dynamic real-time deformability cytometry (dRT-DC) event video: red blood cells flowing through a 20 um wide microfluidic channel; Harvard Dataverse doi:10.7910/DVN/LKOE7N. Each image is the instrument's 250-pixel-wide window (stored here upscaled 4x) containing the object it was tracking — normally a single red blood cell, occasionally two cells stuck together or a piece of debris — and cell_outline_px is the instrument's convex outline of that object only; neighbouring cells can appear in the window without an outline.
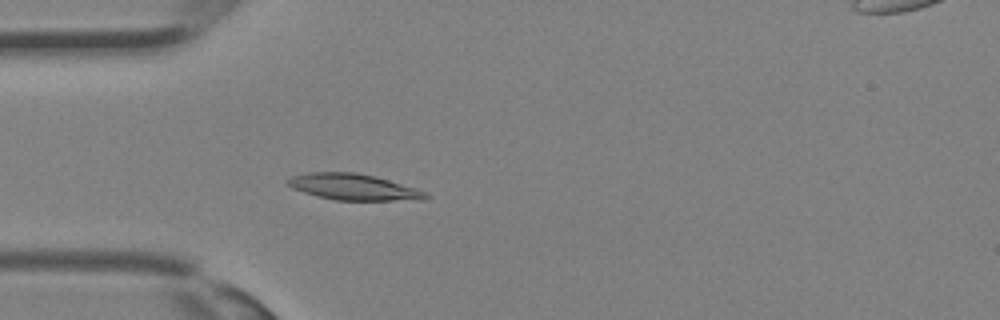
{"species": "Egyptian fruit bat (a non-hibernating species)", "species_latin": "Rousettus aegyptiacus", "temperature_condition": "room temperature", "stored_images_in_passage": 35, "camera_frame_rate_fps": 3000, "um_per_image_px": 0.085, "animal": {"sex": "female"}, "frame": {"image": 1, "passage_image": 10, "time_ms": 3.0, "image_size_px": [1000, 320], "cell_outline_px": [[432, 196], [424, 200], [336, 200], [316, 196], [292, 188], [284, 180], [292, 176], [308, 172], [356, 172], [376, 176], [416, 188]], "centroid_in_image_um": [30.05, 15.89], "position_along_channel_um": 55.0, "area_um2": 21.15}}
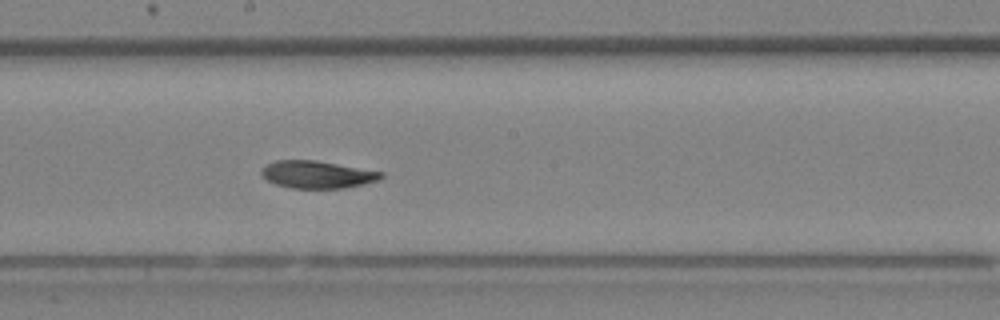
{"frame": {"image": 2, "passage_image": 19, "time_ms": 6.0, "image_size_px": [1000, 320], "cell_outline_px": [[384, 176], [376, 180], [360, 184], [340, 188], [292, 188], [276, 184], [268, 180], [260, 172], [268, 164], [276, 160], [316, 160], [384, 172]], "centroid_in_image_um": [26.96, 14.82], "position_along_channel_um": 221.2, "area_um2": 18.73}}
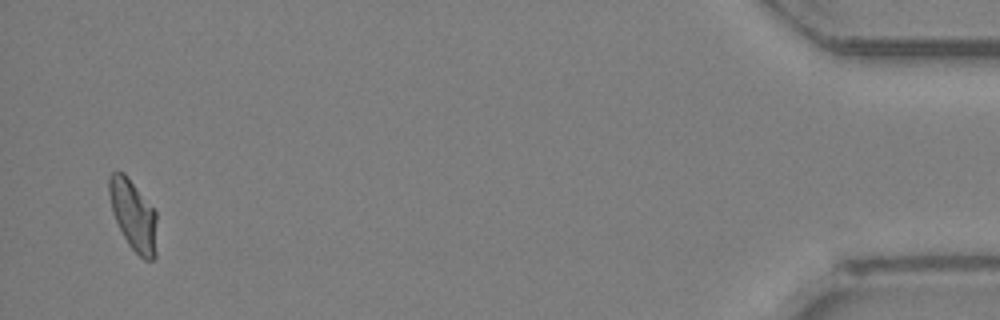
{"frame": {"image": 3, "passage_image": 34, "time_ms": 11.0, "image_size_px": [1000, 320], "cell_outline_px": [[156, 260], [144, 260], [128, 244], [112, 212], [108, 192], [108, 176], [112, 172], [124, 172], [156, 212]], "centroid_in_image_um": [11.33, 18.3], "position_along_channel_um": 423.9, "area_um2": 19.54}}